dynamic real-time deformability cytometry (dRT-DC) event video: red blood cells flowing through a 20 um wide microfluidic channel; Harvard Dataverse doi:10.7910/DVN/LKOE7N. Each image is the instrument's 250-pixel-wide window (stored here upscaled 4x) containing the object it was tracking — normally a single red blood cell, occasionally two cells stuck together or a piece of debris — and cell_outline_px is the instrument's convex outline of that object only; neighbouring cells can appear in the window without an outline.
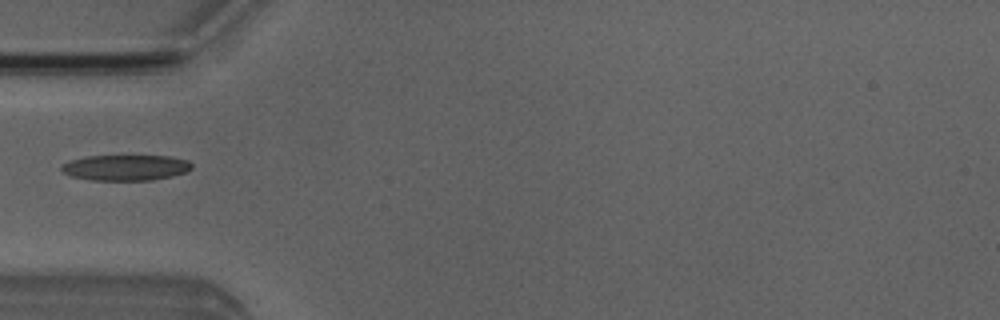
{"species": "Egyptian fruit bat (a non-hibernating species)", "species_latin": "Rousettus aegyptiacus", "temperature_condition": "room temperature", "stored_images_in_passage": 2, "camera_frame_rate_fps": 3000, "um_per_image_px": 0.085, "animal": {"sex": "male"}, "frame": {"image": 1, "passage_image": 2, "time_ms": 1.333, "image_size_px": [1000, 320], "cell_outline_px": [[192, 168], [184, 172], [172, 176], [152, 180], [92, 180], [72, 176], [64, 172], [60, 168], [64, 164], [72, 160], [88, 156], [168, 156], [188, 160], [192, 164]], "centroid_in_image_um": [10.71, 14.25], "position_along_channel_um": 74.3, "area_um2": 19.25}}